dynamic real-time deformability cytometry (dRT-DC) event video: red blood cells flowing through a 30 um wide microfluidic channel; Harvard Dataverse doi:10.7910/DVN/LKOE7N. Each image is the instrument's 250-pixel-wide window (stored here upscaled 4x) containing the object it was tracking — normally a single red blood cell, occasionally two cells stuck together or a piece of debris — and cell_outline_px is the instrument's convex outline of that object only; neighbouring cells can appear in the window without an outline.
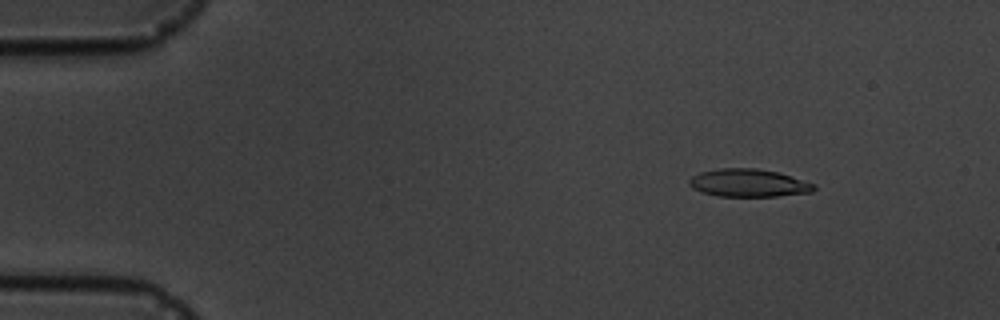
{"species": "common noctule bat (a hibernating species)", "species_latin": "Nyctalus noctula", "temperature_condition": "cold", "stored_images_in_passage": 8, "camera_frame_rate_fps": 3000, "um_per_image_px": 0.085, "animal": {"sex": "male", "body_mass_g": 19.5, "forearm_length_mm": 54.6}, "frame": {"image": 1, "passage_image": 3, "time_ms": 2.0, "image_size_px": [1000, 320], "cell_outline_px": [[816, 188], [812, 192], [780, 196], [716, 196], [692, 188], [688, 184], [688, 180], [692, 176], [700, 172], [720, 168], [756, 168], [780, 172], [816, 184]], "centroid_in_image_um": [63.65, 15.55], "position_along_channel_um": 21.4, "area_um2": 20.4}}
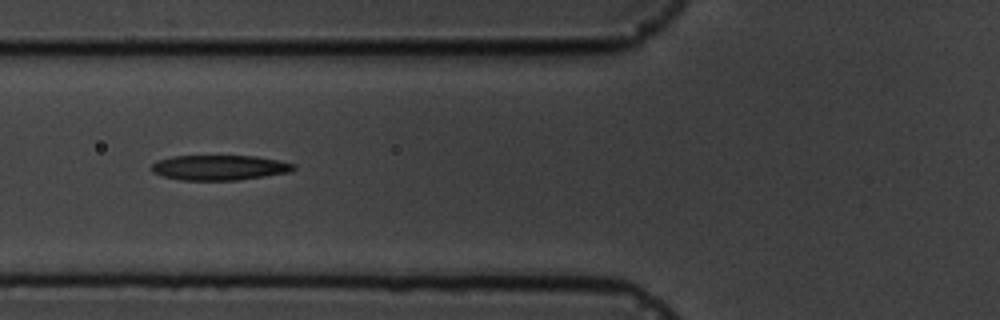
{"frame": {"image": 2, "passage_image": 6, "time_ms": 6.667, "image_size_px": [1000, 320], "cell_outline_px": [[296, 168], [292, 172], [236, 180], [180, 180], [164, 176], [152, 172], [152, 164], [160, 160], [172, 156], [256, 156], [296, 164]], "centroid_in_image_um": [18.68, 14.25], "position_along_channel_um": 107.1, "area_um2": 20.63}}
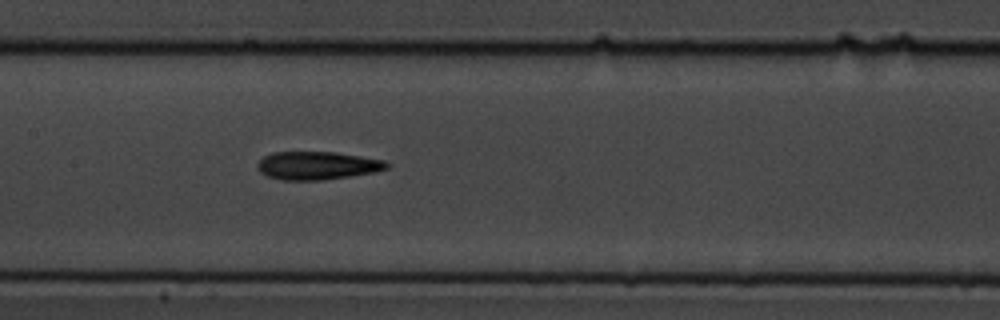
{"frame": {"image": 3, "passage_image": 8, "time_ms": 8.667, "image_size_px": [1000, 320], "cell_outline_px": [[388, 168], [372, 172], [324, 180], [280, 180], [268, 176], [260, 172], [256, 168], [256, 164], [264, 156], [272, 152], [336, 152], [384, 160], [388, 164]], "centroid_in_image_um": [26.91, 14.07], "position_along_channel_um": 180.5, "area_um2": 21.1}}